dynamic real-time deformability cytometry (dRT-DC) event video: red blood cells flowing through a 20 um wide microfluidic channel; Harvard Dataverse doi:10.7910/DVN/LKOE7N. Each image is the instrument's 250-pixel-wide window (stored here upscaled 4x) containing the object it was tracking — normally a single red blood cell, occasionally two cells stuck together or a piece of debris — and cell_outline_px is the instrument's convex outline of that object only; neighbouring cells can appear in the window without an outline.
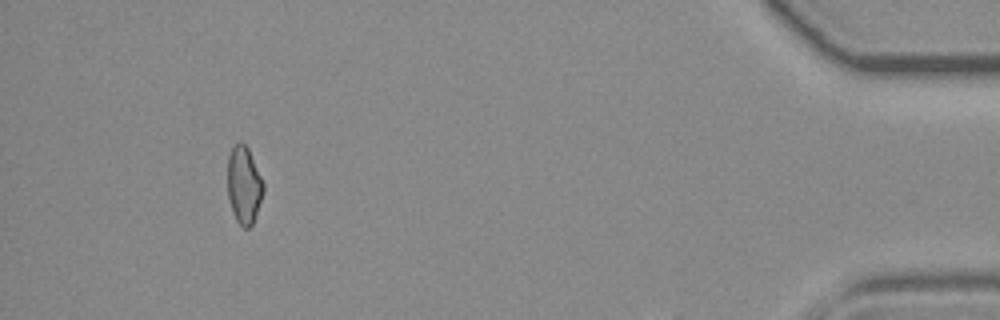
{"species": "common noctule bat (a hibernating species)", "species_latin": "Nyctalus noctula", "temperature_condition": "room temperature", "stored_images_in_passage": 67, "camera_frame_rate_fps": 3000, "um_per_image_px": 0.085, "animal": {"sex": "female", "body_mass_g": 19.3, "forearm_length_mm": 54.1}, "frame": {"image": 1, "passage_image": 63, "time_ms": 20.667, "image_size_px": [1000, 320], "cell_outline_px": [[264, 192], [252, 224], [248, 228], [244, 228], [236, 220], [232, 212], [228, 196], [228, 156], [232, 148], [240, 140], [248, 148], [264, 184]], "centroid_in_image_um": [20.73, 15.73], "position_along_channel_um": 414.5, "area_um2": 16.01}}